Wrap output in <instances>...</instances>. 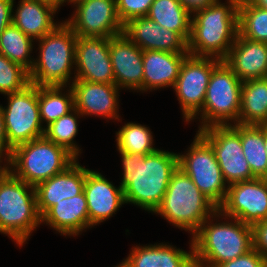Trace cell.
I'll return each mask as SVG.
<instances>
[{"label": "cell", "mask_w": 267, "mask_h": 267, "mask_svg": "<svg viewBox=\"0 0 267 267\" xmlns=\"http://www.w3.org/2000/svg\"><path fill=\"white\" fill-rule=\"evenodd\" d=\"M119 152L124 171L120 187L125 202L155 212L178 168V154L159 149L148 155Z\"/></svg>", "instance_id": "6da1fadb"}, {"label": "cell", "mask_w": 267, "mask_h": 267, "mask_svg": "<svg viewBox=\"0 0 267 267\" xmlns=\"http://www.w3.org/2000/svg\"><path fill=\"white\" fill-rule=\"evenodd\" d=\"M217 0L196 10L191 18L187 50L190 55L224 60L238 34L239 0Z\"/></svg>", "instance_id": "7a4b0ae2"}, {"label": "cell", "mask_w": 267, "mask_h": 267, "mask_svg": "<svg viewBox=\"0 0 267 267\" xmlns=\"http://www.w3.org/2000/svg\"><path fill=\"white\" fill-rule=\"evenodd\" d=\"M230 219L231 222L212 224L208 218L193 234L195 267H217L253 249L252 226Z\"/></svg>", "instance_id": "3957f363"}, {"label": "cell", "mask_w": 267, "mask_h": 267, "mask_svg": "<svg viewBox=\"0 0 267 267\" xmlns=\"http://www.w3.org/2000/svg\"><path fill=\"white\" fill-rule=\"evenodd\" d=\"M154 213L192 234L208 218L220 216L218 208L179 167L171 176L163 200Z\"/></svg>", "instance_id": "277c9868"}, {"label": "cell", "mask_w": 267, "mask_h": 267, "mask_svg": "<svg viewBox=\"0 0 267 267\" xmlns=\"http://www.w3.org/2000/svg\"><path fill=\"white\" fill-rule=\"evenodd\" d=\"M40 224L35 186L20 180L7 169L0 177V232L22 246Z\"/></svg>", "instance_id": "5b68a950"}, {"label": "cell", "mask_w": 267, "mask_h": 267, "mask_svg": "<svg viewBox=\"0 0 267 267\" xmlns=\"http://www.w3.org/2000/svg\"><path fill=\"white\" fill-rule=\"evenodd\" d=\"M37 40L40 43V55L29 72L30 83L67 87L71 69L75 65L77 35L63 22Z\"/></svg>", "instance_id": "8992f818"}, {"label": "cell", "mask_w": 267, "mask_h": 267, "mask_svg": "<svg viewBox=\"0 0 267 267\" xmlns=\"http://www.w3.org/2000/svg\"><path fill=\"white\" fill-rule=\"evenodd\" d=\"M75 160L64 147L43 136L13 148L7 161L11 167L7 168L20 180L36 186L63 172Z\"/></svg>", "instance_id": "52a82bcc"}, {"label": "cell", "mask_w": 267, "mask_h": 267, "mask_svg": "<svg viewBox=\"0 0 267 267\" xmlns=\"http://www.w3.org/2000/svg\"><path fill=\"white\" fill-rule=\"evenodd\" d=\"M241 88L242 81L222 60L212 70L203 107L196 114L202 112L199 130L214 125H231L229 120L239 124Z\"/></svg>", "instance_id": "ba28073f"}, {"label": "cell", "mask_w": 267, "mask_h": 267, "mask_svg": "<svg viewBox=\"0 0 267 267\" xmlns=\"http://www.w3.org/2000/svg\"><path fill=\"white\" fill-rule=\"evenodd\" d=\"M186 155L178 154V167L219 208L227 194L226 183L209 142L198 132Z\"/></svg>", "instance_id": "9c48e42d"}, {"label": "cell", "mask_w": 267, "mask_h": 267, "mask_svg": "<svg viewBox=\"0 0 267 267\" xmlns=\"http://www.w3.org/2000/svg\"><path fill=\"white\" fill-rule=\"evenodd\" d=\"M8 106L3 108L7 146H16L44 136L45 127L38 106V86L30 83L19 92L7 94Z\"/></svg>", "instance_id": "30bf717a"}, {"label": "cell", "mask_w": 267, "mask_h": 267, "mask_svg": "<svg viewBox=\"0 0 267 267\" xmlns=\"http://www.w3.org/2000/svg\"><path fill=\"white\" fill-rule=\"evenodd\" d=\"M232 125H214L198 130L213 148L228 186L255 179L242 152L240 134Z\"/></svg>", "instance_id": "8fae6325"}, {"label": "cell", "mask_w": 267, "mask_h": 267, "mask_svg": "<svg viewBox=\"0 0 267 267\" xmlns=\"http://www.w3.org/2000/svg\"><path fill=\"white\" fill-rule=\"evenodd\" d=\"M222 60L214 57L188 55L173 86L186 122L202 109L212 70Z\"/></svg>", "instance_id": "7c38bea8"}, {"label": "cell", "mask_w": 267, "mask_h": 267, "mask_svg": "<svg viewBox=\"0 0 267 267\" xmlns=\"http://www.w3.org/2000/svg\"><path fill=\"white\" fill-rule=\"evenodd\" d=\"M227 188L226 198L218 208L221 216L238 219L251 226L267 219V179L255 178Z\"/></svg>", "instance_id": "4fadbf2b"}, {"label": "cell", "mask_w": 267, "mask_h": 267, "mask_svg": "<svg viewBox=\"0 0 267 267\" xmlns=\"http://www.w3.org/2000/svg\"><path fill=\"white\" fill-rule=\"evenodd\" d=\"M75 6L73 17L65 23L78 37L111 38L123 33L115 0H85Z\"/></svg>", "instance_id": "5bb4252c"}, {"label": "cell", "mask_w": 267, "mask_h": 267, "mask_svg": "<svg viewBox=\"0 0 267 267\" xmlns=\"http://www.w3.org/2000/svg\"><path fill=\"white\" fill-rule=\"evenodd\" d=\"M109 44L110 38L77 36L74 80L115 84Z\"/></svg>", "instance_id": "9a60e30c"}, {"label": "cell", "mask_w": 267, "mask_h": 267, "mask_svg": "<svg viewBox=\"0 0 267 267\" xmlns=\"http://www.w3.org/2000/svg\"><path fill=\"white\" fill-rule=\"evenodd\" d=\"M109 53L115 85L143 91V50L122 33L110 38Z\"/></svg>", "instance_id": "2e32d148"}, {"label": "cell", "mask_w": 267, "mask_h": 267, "mask_svg": "<svg viewBox=\"0 0 267 267\" xmlns=\"http://www.w3.org/2000/svg\"><path fill=\"white\" fill-rule=\"evenodd\" d=\"M123 34L143 51L188 53L187 42L177 32L162 27L147 16L130 19L124 24Z\"/></svg>", "instance_id": "e0dca14e"}, {"label": "cell", "mask_w": 267, "mask_h": 267, "mask_svg": "<svg viewBox=\"0 0 267 267\" xmlns=\"http://www.w3.org/2000/svg\"><path fill=\"white\" fill-rule=\"evenodd\" d=\"M83 192L86 197L89 227L110 218L125 204L123 188H116L99 172L86 169Z\"/></svg>", "instance_id": "ac0fdd59"}, {"label": "cell", "mask_w": 267, "mask_h": 267, "mask_svg": "<svg viewBox=\"0 0 267 267\" xmlns=\"http://www.w3.org/2000/svg\"><path fill=\"white\" fill-rule=\"evenodd\" d=\"M86 168L77 159L63 172L35 186L37 210L42 217L60 200L77 196L83 192Z\"/></svg>", "instance_id": "d6986e66"}, {"label": "cell", "mask_w": 267, "mask_h": 267, "mask_svg": "<svg viewBox=\"0 0 267 267\" xmlns=\"http://www.w3.org/2000/svg\"><path fill=\"white\" fill-rule=\"evenodd\" d=\"M75 109L82 115H97L104 118L119 119L118 87L115 84L92 83L73 80Z\"/></svg>", "instance_id": "ffe728a7"}, {"label": "cell", "mask_w": 267, "mask_h": 267, "mask_svg": "<svg viewBox=\"0 0 267 267\" xmlns=\"http://www.w3.org/2000/svg\"><path fill=\"white\" fill-rule=\"evenodd\" d=\"M243 82L267 77V43L252 41L237 34L223 60Z\"/></svg>", "instance_id": "44dd1931"}, {"label": "cell", "mask_w": 267, "mask_h": 267, "mask_svg": "<svg viewBox=\"0 0 267 267\" xmlns=\"http://www.w3.org/2000/svg\"><path fill=\"white\" fill-rule=\"evenodd\" d=\"M189 53L143 51V91L174 86Z\"/></svg>", "instance_id": "7402d4cb"}, {"label": "cell", "mask_w": 267, "mask_h": 267, "mask_svg": "<svg viewBox=\"0 0 267 267\" xmlns=\"http://www.w3.org/2000/svg\"><path fill=\"white\" fill-rule=\"evenodd\" d=\"M50 227L62 235H78L85 228H89L88 206L84 192L60 200L52 206L42 217Z\"/></svg>", "instance_id": "603a6c76"}, {"label": "cell", "mask_w": 267, "mask_h": 267, "mask_svg": "<svg viewBox=\"0 0 267 267\" xmlns=\"http://www.w3.org/2000/svg\"><path fill=\"white\" fill-rule=\"evenodd\" d=\"M12 23L32 39H40L51 33L59 24L54 23V14L59 7L48 0H21ZM53 16V17H52Z\"/></svg>", "instance_id": "cb8c5ba5"}, {"label": "cell", "mask_w": 267, "mask_h": 267, "mask_svg": "<svg viewBox=\"0 0 267 267\" xmlns=\"http://www.w3.org/2000/svg\"><path fill=\"white\" fill-rule=\"evenodd\" d=\"M190 246L189 253L167 244L135 246L122 263L126 267H195L192 242Z\"/></svg>", "instance_id": "d4e9b609"}, {"label": "cell", "mask_w": 267, "mask_h": 267, "mask_svg": "<svg viewBox=\"0 0 267 267\" xmlns=\"http://www.w3.org/2000/svg\"><path fill=\"white\" fill-rule=\"evenodd\" d=\"M239 124H267V77L242 82Z\"/></svg>", "instance_id": "484cf974"}, {"label": "cell", "mask_w": 267, "mask_h": 267, "mask_svg": "<svg viewBox=\"0 0 267 267\" xmlns=\"http://www.w3.org/2000/svg\"><path fill=\"white\" fill-rule=\"evenodd\" d=\"M192 13L180 0H154L147 17L166 29L177 32L186 42L190 37Z\"/></svg>", "instance_id": "4316f807"}, {"label": "cell", "mask_w": 267, "mask_h": 267, "mask_svg": "<svg viewBox=\"0 0 267 267\" xmlns=\"http://www.w3.org/2000/svg\"><path fill=\"white\" fill-rule=\"evenodd\" d=\"M233 127L239 132L242 152L255 178L267 179V152L264 146V124Z\"/></svg>", "instance_id": "83f0119b"}, {"label": "cell", "mask_w": 267, "mask_h": 267, "mask_svg": "<svg viewBox=\"0 0 267 267\" xmlns=\"http://www.w3.org/2000/svg\"><path fill=\"white\" fill-rule=\"evenodd\" d=\"M62 88L64 86H38L40 118L47 126L75 108L72 87L69 86L68 94H63Z\"/></svg>", "instance_id": "f1b7e54d"}, {"label": "cell", "mask_w": 267, "mask_h": 267, "mask_svg": "<svg viewBox=\"0 0 267 267\" xmlns=\"http://www.w3.org/2000/svg\"><path fill=\"white\" fill-rule=\"evenodd\" d=\"M33 40L11 23L0 34V54L30 72L34 63L30 58Z\"/></svg>", "instance_id": "f546056e"}, {"label": "cell", "mask_w": 267, "mask_h": 267, "mask_svg": "<svg viewBox=\"0 0 267 267\" xmlns=\"http://www.w3.org/2000/svg\"><path fill=\"white\" fill-rule=\"evenodd\" d=\"M238 34L252 41L267 43V10L248 0L238 3Z\"/></svg>", "instance_id": "4dcf8cb0"}, {"label": "cell", "mask_w": 267, "mask_h": 267, "mask_svg": "<svg viewBox=\"0 0 267 267\" xmlns=\"http://www.w3.org/2000/svg\"><path fill=\"white\" fill-rule=\"evenodd\" d=\"M116 135L119 151L148 155L158 150L153 147V136L150 129L141 124L126 123Z\"/></svg>", "instance_id": "1f68e13d"}, {"label": "cell", "mask_w": 267, "mask_h": 267, "mask_svg": "<svg viewBox=\"0 0 267 267\" xmlns=\"http://www.w3.org/2000/svg\"><path fill=\"white\" fill-rule=\"evenodd\" d=\"M77 114V115H76ZM75 115V116H74ZM82 115L75 108L63 115L45 128L44 136L56 145L64 147L76 159L79 155V147L74 144V137L78 133L77 117ZM77 116V117H76Z\"/></svg>", "instance_id": "d6a6232c"}, {"label": "cell", "mask_w": 267, "mask_h": 267, "mask_svg": "<svg viewBox=\"0 0 267 267\" xmlns=\"http://www.w3.org/2000/svg\"><path fill=\"white\" fill-rule=\"evenodd\" d=\"M29 84V72L0 54V93L19 92Z\"/></svg>", "instance_id": "836d02e7"}, {"label": "cell", "mask_w": 267, "mask_h": 267, "mask_svg": "<svg viewBox=\"0 0 267 267\" xmlns=\"http://www.w3.org/2000/svg\"><path fill=\"white\" fill-rule=\"evenodd\" d=\"M117 14L122 22L126 24L130 19L147 16L150 6L154 0H115Z\"/></svg>", "instance_id": "e575fe53"}, {"label": "cell", "mask_w": 267, "mask_h": 267, "mask_svg": "<svg viewBox=\"0 0 267 267\" xmlns=\"http://www.w3.org/2000/svg\"><path fill=\"white\" fill-rule=\"evenodd\" d=\"M217 267H267V259L253 248L245 255L223 262Z\"/></svg>", "instance_id": "d590c367"}, {"label": "cell", "mask_w": 267, "mask_h": 267, "mask_svg": "<svg viewBox=\"0 0 267 267\" xmlns=\"http://www.w3.org/2000/svg\"><path fill=\"white\" fill-rule=\"evenodd\" d=\"M253 248L267 259V219L252 225Z\"/></svg>", "instance_id": "8d00e7d4"}, {"label": "cell", "mask_w": 267, "mask_h": 267, "mask_svg": "<svg viewBox=\"0 0 267 267\" xmlns=\"http://www.w3.org/2000/svg\"><path fill=\"white\" fill-rule=\"evenodd\" d=\"M14 0H0V34L12 23Z\"/></svg>", "instance_id": "74e56055"}, {"label": "cell", "mask_w": 267, "mask_h": 267, "mask_svg": "<svg viewBox=\"0 0 267 267\" xmlns=\"http://www.w3.org/2000/svg\"><path fill=\"white\" fill-rule=\"evenodd\" d=\"M6 152V153H4ZM10 150L7 146L6 132L4 126V117L2 112V106L0 105V158H2L3 153L5 154L4 160L7 162L10 156Z\"/></svg>", "instance_id": "f35d334b"}, {"label": "cell", "mask_w": 267, "mask_h": 267, "mask_svg": "<svg viewBox=\"0 0 267 267\" xmlns=\"http://www.w3.org/2000/svg\"><path fill=\"white\" fill-rule=\"evenodd\" d=\"M180 1L191 13H193L196 10L209 6L211 3H214L217 0H180Z\"/></svg>", "instance_id": "ab89813d"}, {"label": "cell", "mask_w": 267, "mask_h": 267, "mask_svg": "<svg viewBox=\"0 0 267 267\" xmlns=\"http://www.w3.org/2000/svg\"><path fill=\"white\" fill-rule=\"evenodd\" d=\"M252 5L267 10V0H248Z\"/></svg>", "instance_id": "60d3db41"}, {"label": "cell", "mask_w": 267, "mask_h": 267, "mask_svg": "<svg viewBox=\"0 0 267 267\" xmlns=\"http://www.w3.org/2000/svg\"><path fill=\"white\" fill-rule=\"evenodd\" d=\"M264 146L267 152V124H264Z\"/></svg>", "instance_id": "b9f144b4"}, {"label": "cell", "mask_w": 267, "mask_h": 267, "mask_svg": "<svg viewBox=\"0 0 267 267\" xmlns=\"http://www.w3.org/2000/svg\"><path fill=\"white\" fill-rule=\"evenodd\" d=\"M1 159H2V158H0V163L2 162ZM8 166H9V165H7V166H3V167H2V166L0 165V177H1V176L5 173V171L8 169V168H7Z\"/></svg>", "instance_id": "7bdbcfd3"}, {"label": "cell", "mask_w": 267, "mask_h": 267, "mask_svg": "<svg viewBox=\"0 0 267 267\" xmlns=\"http://www.w3.org/2000/svg\"><path fill=\"white\" fill-rule=\"evenodd\" d=\"M48 1L55 3L58 7H60L61 4L66 2V0H48Z\"/></svg>", "instance_id": "ee69618b"}, {"label": "cell", "mask_w": 267, "mask_h": 267, "mask_svg": "<svg viewBox=\"0 0 267 267\" xmlns=\"http://www.w3.org/2000/svg\"><path fill=\"white\" fill-rule=\"evenodd\" d=\"M66 1L73 3L75 5V4H78V3L85 1V0H66Z\"/></svg>", "instance_id": "f6af8a7d"}, {"label": "cell", "mask_w": 267, "mask_h": 267, "mask_svg": "<svg viewBox=\"0 0 267 267\" xmlns=\"http://www.w3.org/2000/svg\"><path fill=\"white\" fill-rule=\"evenodd\" d=\"M116 267H126V266L123 263H121L120 265H118Z\"/></svg>", "instance_id": "bcb514c9"}]
</instances>
